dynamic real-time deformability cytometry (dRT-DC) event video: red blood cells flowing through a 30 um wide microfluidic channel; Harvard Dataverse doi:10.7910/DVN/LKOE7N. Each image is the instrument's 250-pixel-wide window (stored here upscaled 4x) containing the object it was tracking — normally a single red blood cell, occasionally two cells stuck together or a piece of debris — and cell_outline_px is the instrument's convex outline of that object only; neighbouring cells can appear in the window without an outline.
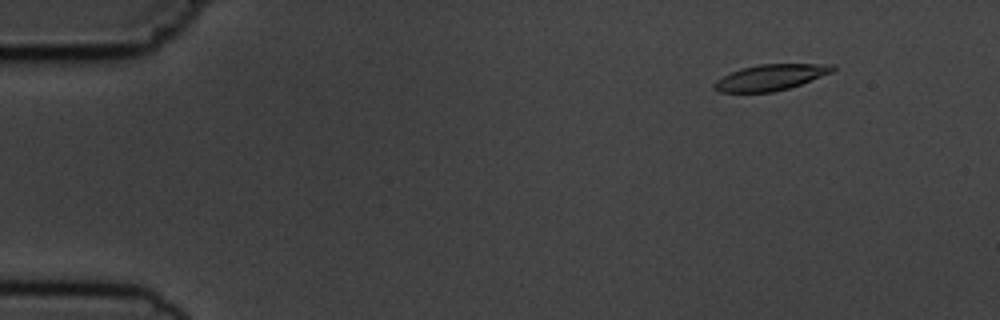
{"species": "common noctule bat (a hibernating species)", "species_latin": "Nyctalus noctula", "temperature_condition": "cold", "stored_images_in_passage": 4, "camera_frame_rate_fps": 3000, "um_per_image_px": 0.085, "animal": {"sex": "male", "body_mass_g": 19.5, "forearm_length_mm": 54.6}, "frame": {"image": 1, "passage_image": 2, "time_ms": 1.333, "image_size_px": [1000, 320], "cell_outline_px": [[836, 68], [832, 72], [800, 84], [788, 88], [772, 92], [720, 92], [712, 88], [712, 84], [716, 80], [732, 72], [744, 68], [760, 64], [836, 64]], "centroid_in_image_um": [65.5, 6.58], "position_along_channel_um": 19.5, "area_um2": 17.69}}